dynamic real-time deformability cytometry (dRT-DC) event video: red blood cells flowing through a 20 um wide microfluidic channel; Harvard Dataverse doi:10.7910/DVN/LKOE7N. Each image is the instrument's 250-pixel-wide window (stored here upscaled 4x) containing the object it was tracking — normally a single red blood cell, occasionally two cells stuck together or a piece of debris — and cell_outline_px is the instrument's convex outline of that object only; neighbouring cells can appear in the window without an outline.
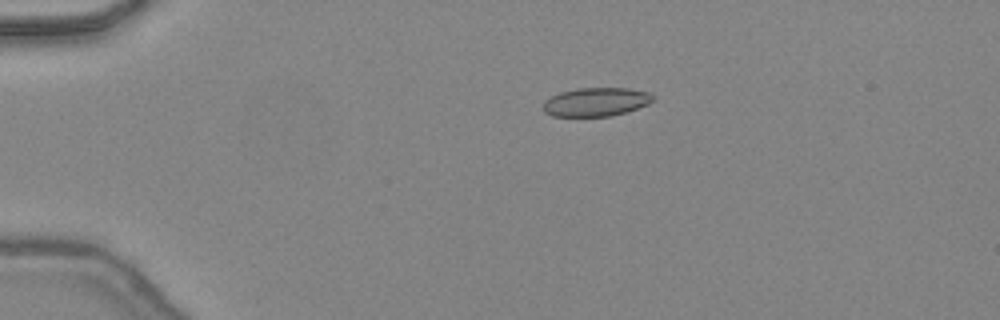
{"species": "common noctule bat (a hibernating species)", "species_latin": "Nyctalus noctula", "temperature_condition": "warm", "stored_images_in_passage": 18, "camera_frame_rate_fps": 3000, "um_per_image_px": 0.085, "animal": {"sex": "female", "body_mass_g": 24.6, "forearm_length_mm": 56.2}, "frame": {"image": 1, "passage_image": 10, "time_ms": 3.0, "image_size_px": [1000, 320], "cell_outline_px": [[652, 100], [648, 104], [612, 116], [552, 116], [544, 112], [544, 100], [560, 92], [576, 88], [628, 88], [648, 92], [652, 96]], "centroid_in_image_um": [50.62, 8.66], "position_along_channel_um": 34.4, "area_um2": 18.15}}
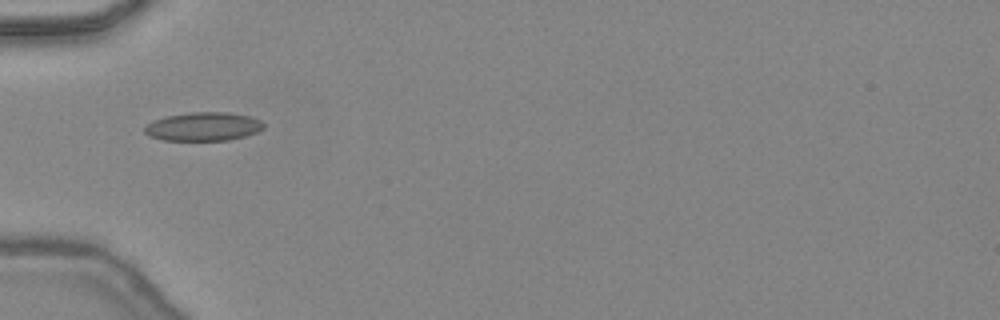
{"frame": {"image": 2, "passage_image": 16, "time_ms": 5.0, "image_size_px": [1000, 320], "cell_outline_px": [[264, 128], [256, 132], [244, 136], [228, 140], [164, 140], [148, 136], [144, 132], [144, 128], [152, 120], [168, 116], [188, 112], [228, 112], [248, 116], [260, 120], [264, 124]], "centroid_in_image_um": [17.26, 10.75], "position_along_channel_um": 67.7, "area_um2": 19.77}}